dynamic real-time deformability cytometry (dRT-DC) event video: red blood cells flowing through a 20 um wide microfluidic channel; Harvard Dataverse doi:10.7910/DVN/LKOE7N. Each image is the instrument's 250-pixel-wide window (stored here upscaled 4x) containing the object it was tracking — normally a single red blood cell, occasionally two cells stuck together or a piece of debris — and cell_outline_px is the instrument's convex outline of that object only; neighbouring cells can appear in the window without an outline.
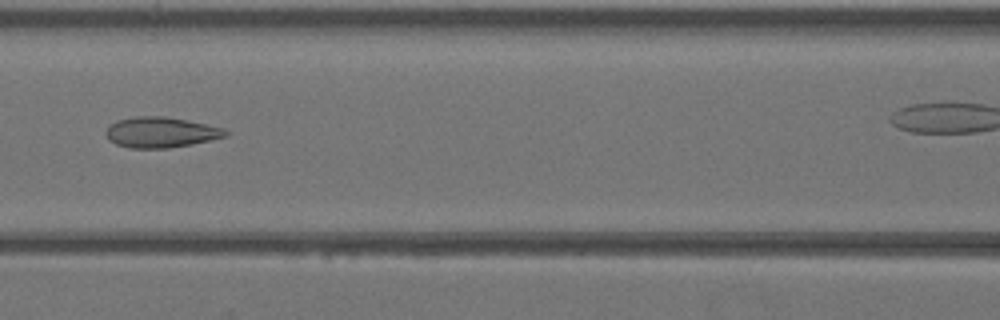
{"species": "Egyptian fruit bat (a non-hibernating species)", "species_latin": "Rousettus aegyptiacus", "temperature_condition": "warm", "stored_images_in_passage": 35, "camera_frame_rate_fps": 3000, "um_per_image_px": 0.085, "animal": {"sex": "female"}, "frame": {"image": 1, "passage_image": 19, "time_ms": 6.0, "image_size_px": [1000, 320], "cell_outline_px": [[228, 136], [192, 144], [168, 148], [128, 148], [116, 144], [108, 140], [104, 132], [108, 124], [116, 120], [136, 116], [164, 116], [188, 120], [224, 128], [228, 132]], "centroid_in_image_um": [13.63, 11.24], "position_along_channel_um": 153.0, "area_um2": 21.56}}
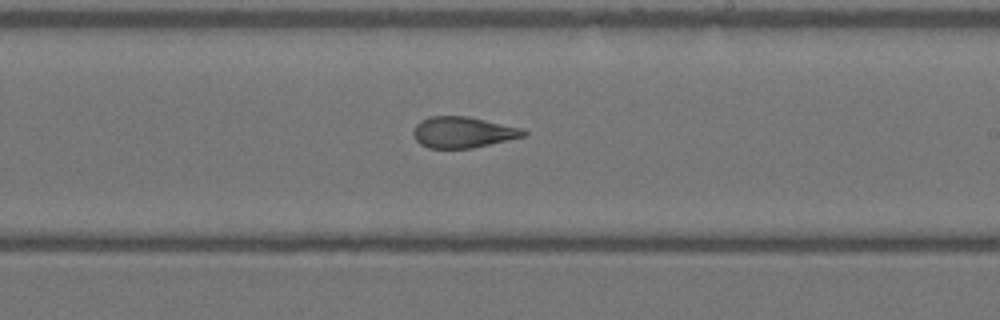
{"frame": {"image": 2, "passage_image": 25, "time_ms": 8.0, "image_size_px": [1000, 320], "cell_outline_px": [[528, 132], [524, 136], [472, 148], [428, 148], [420, 144], [416, 140], [412, 132], [416, 124], [420, 120], [428, 116], [468, 116], [524, 128]], "centroid_in_image_um": [39.33, 11.23], "position_along_channel_um": 249.7, "area_um2": 20.06}}
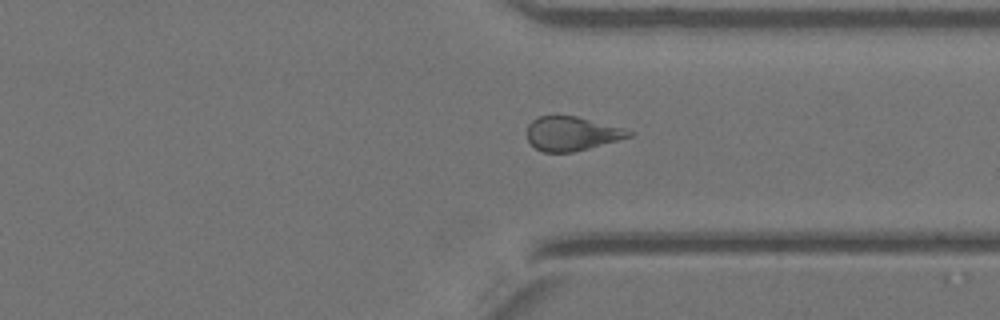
{"frame": {"image": 3, "passage_image": 32, "time_ms": 10.333, "image_size_px": [1000, 320], "cell_outline_px": [[636, 132], [632, 136], [588, 148], [572, 152], [544, 152], [536, 148], [528, 140], [528, 124], [532, 120], [540, 116], [576, 116], [624, 128]], "centroid_in_image_um": [48.62, 11.35], "position_along_channel_um": 362.8, "area_um2": 20.0}}